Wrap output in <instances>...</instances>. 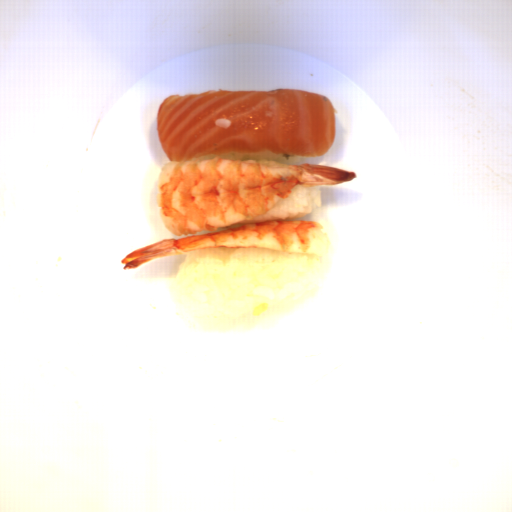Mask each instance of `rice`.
<instances>
[{
  "label": "rice",
  "instance_id": "1",
  "mask_svg": "<svg viewBox=\"0 0 512 512\" xmlns=\"http://www.w3.org/2000/svg\"><path fill=\"white\" fill-rule=\"evenodd\" d=\"M327 260L259 248L186 252L173 287L205 329L215 333L273 324L316 293Z\"/></svg>",
  "mask_w": 512,
  "mask_h": 512
},
{
  "label": "rice",
  "instance_id": "3",
  "mask_svg": "<svg viewBox=\"0 0 512 512\" xmlns=\"http://www.w3.org/2000/svg\"><path fill=\"white\" fill-rule=\"evenodd\" d=\"M218 157L222 160H240V161H274L281 164H295L302 160L301 156L292 154H274L269 149L262 150L257 153H238V152H225L222 155L207 154L200 158H213Z\"/></svg>",
  "mask_w": 512,
  "mask_h": 512
},
{
  "label": "rice",
  "instance_id": "2",
  "mask_svg": "<svg viewBox=\"0 0 512 512\" xmlns=\"http://www.w3.org/2000/svg\"><path fill=\"white\" fill-rule=\"evenodd\" d=\"M322 208V192L320 186H300L289 197L252 221H242L241 224H253L267 221H297L312 210Z\"/></svg>",
  "mask_w": 512,
  "mask_h": 512
}]
</instances>
